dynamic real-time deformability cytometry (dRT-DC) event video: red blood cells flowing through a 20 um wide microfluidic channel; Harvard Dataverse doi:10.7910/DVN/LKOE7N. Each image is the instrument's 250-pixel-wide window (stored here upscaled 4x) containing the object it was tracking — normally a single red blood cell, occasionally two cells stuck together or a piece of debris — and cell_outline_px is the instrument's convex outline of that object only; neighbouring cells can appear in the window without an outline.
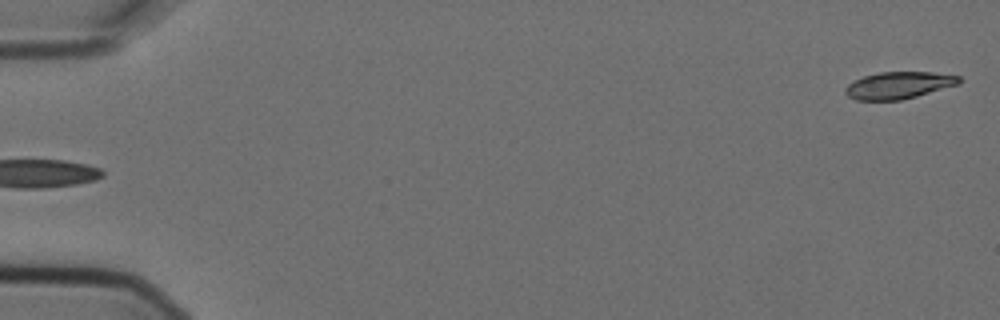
{"species": "Egyptian fruit bat (a non-hibernating species)", "species_latin": "Rousettus aegyptiacus", "temperature_condition": "cold", "stored_images_in_passage": 5, "camera_frame_rate_fps": 3000, "um_per_image_px": 0.085, "animal": {"sex": "female"}, "frame": {"image": 1, "passage_image": 5, "time_ms": 1.333, "image_size_px": [1000, 320], "cell_outline_px": [[960, 80], [956, 84], [916, 96], [900, 100], [856, 100], [848, 96], [844, 92], [844, 88], [852, 80], [864, 76], [880, 72], [932, 72], [960, 76]], "centroid_in_image_um": [76.3, 7.24], "position_along_channel_um": 8.7, "area_um2": 17.69}}